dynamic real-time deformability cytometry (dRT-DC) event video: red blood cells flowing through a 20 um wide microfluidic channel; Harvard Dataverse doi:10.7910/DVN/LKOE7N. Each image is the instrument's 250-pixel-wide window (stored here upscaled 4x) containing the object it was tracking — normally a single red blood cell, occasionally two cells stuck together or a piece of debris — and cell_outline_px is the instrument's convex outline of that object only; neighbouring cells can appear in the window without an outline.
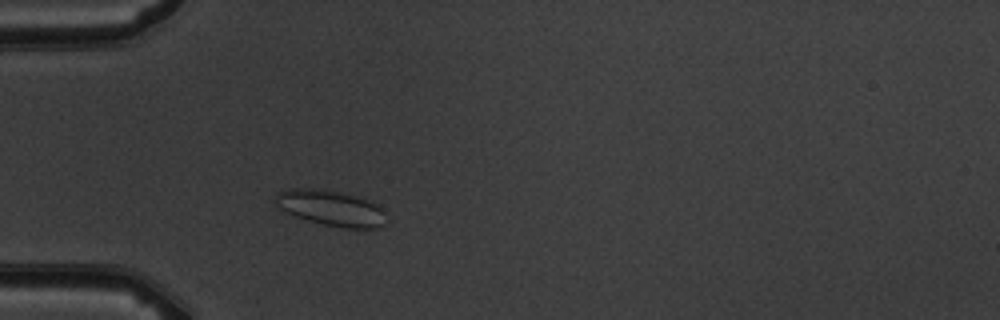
{"species": "common noctule bat (a hibernating species)", "species_latin": "Nyctalus noctula", "temperature_condition": "warm", "stored_images_in_passage": 3, "camera_frame_rate_fps": 3000, "um_per_image_px": 0.085, "animal": {"sex": "male", "body_mass_g": 19.5, "forearm_length_mm": 54.6}, "frame": {"image": 1, "passage_image": 3, "time_ms": 2.333, "image_size_px": [1000, 320], "cell_outline_px": [[384, 224], [376, 228], [344, 228], [324, 224], [308, 220], [296, 216], [280, 208], [276, 204], [276, 192], [288, 188], [312, 188], [336, 192], [356, 196], [372, 200], [384, 208]], "centroid_in_image_um": [28.15, 17.67], "position_along_channel_um": 56.8, "area_um2": 22.83}}